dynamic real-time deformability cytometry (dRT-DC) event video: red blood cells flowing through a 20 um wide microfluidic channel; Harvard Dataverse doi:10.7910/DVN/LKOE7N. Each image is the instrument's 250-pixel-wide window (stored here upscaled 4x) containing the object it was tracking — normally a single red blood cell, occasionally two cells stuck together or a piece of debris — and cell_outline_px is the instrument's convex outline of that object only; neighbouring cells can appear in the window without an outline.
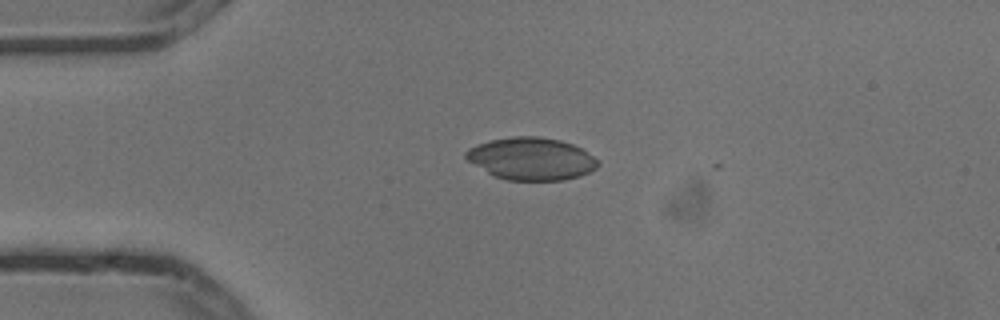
{"species": "common noctule bat (a hibernating species)", "species_latin": "Nyctalus noctula", "temperature_condition": "cold", "stored_images_in_passage": 3, "camera_frame_rate_fps": 3000, "um_per_image_px": 0.085, "animal": {"sex": "male", "body_mass_g": 13.3}, "frame": {"image": 1, "passage_image": 2, "time_ms": 0.333, "image_size_px": [1000, 320], "cell_outline_px": [[600, 164], [596, 168], [580, 176], [564, 180], [508, 180], [496, 176], [488, 172], [468, 160], [464, 156], [464, 152], [468, 148], [476, 144], [488, 140], [516, 136], [536, 136], [560, 140], [572, 144], [580, 148], [600, 160]], "centroid_in_image_um": [45.17, 13.48], "position_along_channel_um": 39.8, "area_um2": 32.54}}